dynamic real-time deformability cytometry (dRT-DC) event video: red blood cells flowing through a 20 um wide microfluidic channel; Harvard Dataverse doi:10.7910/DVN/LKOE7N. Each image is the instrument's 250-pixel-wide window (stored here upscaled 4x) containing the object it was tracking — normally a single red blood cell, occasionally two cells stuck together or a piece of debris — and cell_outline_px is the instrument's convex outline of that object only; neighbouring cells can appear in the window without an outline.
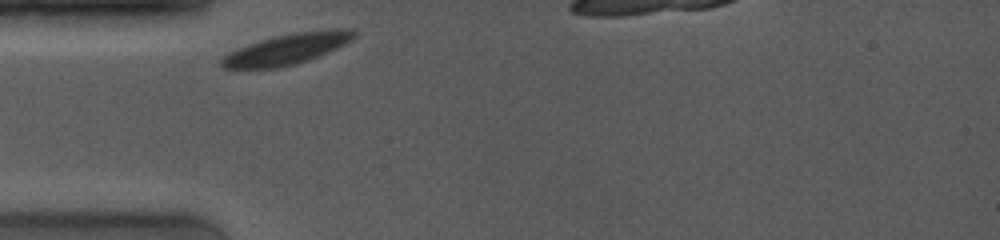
{"species": "common noctule bat (a hibernating species)", "species_latin": "Nyctalus noctula", "temperature_condition": "room temperature", "stored_images_in_passage": 7, "segment_of_instrument_passage": [1, 2], "camera_frame_rate_fps": 4000, "um_per_image_px": 0.085, "animal": {"sex": "female", "body_mass_g": 19.0, "forearm_length_mm": 53.3}, "frame": {"image": 1, "passage_image": 1, "time_ms": 0.0, "image_size_px": [1000, 240], "cell_outline_px": [[356, 36], [352, 40], [336, 48], [308, 60], [276, 68], [224, 68], [220, 64], [220, 60], [228, 52], [248, 44], [276, 36], [296, 32], [336, 28], [352, 28], [356, 32]], "centroid_in_image_um": [24.42, 4.15], "position_along_channel_um": 60.6, "area_um2": 23.41}}
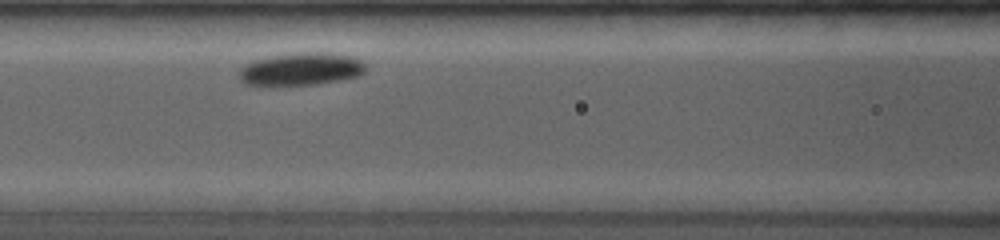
{"frame": {"image": 2, "passage_image": 6, "time_ms": 2.25, "image_size_px": [1000, 240], "cell_outline_px": [[364, 72], [356, 76], [316, 84], [244, 84], [240, 80], [240, 68], [256, 60], [276, 56], [304, 52], [320, 52], [348, 56], [360, 60], [364, 64]], "centroid_in_image_um": [25.59, 5.87], "position_along_channel_um": 141.0, "area_um2": 23.0}}